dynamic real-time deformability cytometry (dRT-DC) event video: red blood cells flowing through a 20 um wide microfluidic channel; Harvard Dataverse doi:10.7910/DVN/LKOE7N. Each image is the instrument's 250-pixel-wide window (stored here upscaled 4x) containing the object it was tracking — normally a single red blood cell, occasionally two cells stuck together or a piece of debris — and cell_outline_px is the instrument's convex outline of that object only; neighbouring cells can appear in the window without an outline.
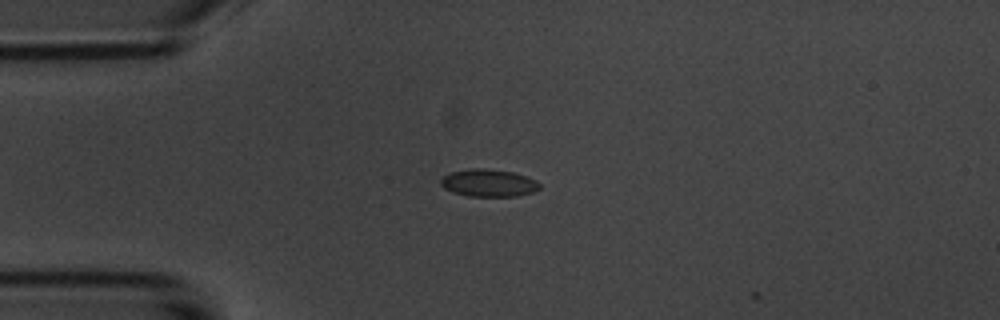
{"species": "common noctule bat (a hibernating species)", "species_latin": "Nyctalus noctula", "temperature_condition": "room temperature", "stored_images_in_passage": 4, "camera_frame_rate_fps": 3000, "um_per_image_px": 0.085, "animal": {"sex": "male", "body_mass_g": 20.1, "forearm_length_mm": 53.5}, "frame": {"image": 1, "passage_image": 3, "time_ms": 2.333, "image_size_px": [1000, 320], "cell_outline_px": [[540, 188], [532, 192], [516, 196], [468, 196], [452, 192], [444, 188], [440, 184], [440, 180], [448, 172], [472, 168], [480, 168], [512, 172], [536, 180], [540, 184]], "centroid_in_image_um": [41.49, 15.55], "position_along_channel_um": 43.5, "area_um2": 15.72}}